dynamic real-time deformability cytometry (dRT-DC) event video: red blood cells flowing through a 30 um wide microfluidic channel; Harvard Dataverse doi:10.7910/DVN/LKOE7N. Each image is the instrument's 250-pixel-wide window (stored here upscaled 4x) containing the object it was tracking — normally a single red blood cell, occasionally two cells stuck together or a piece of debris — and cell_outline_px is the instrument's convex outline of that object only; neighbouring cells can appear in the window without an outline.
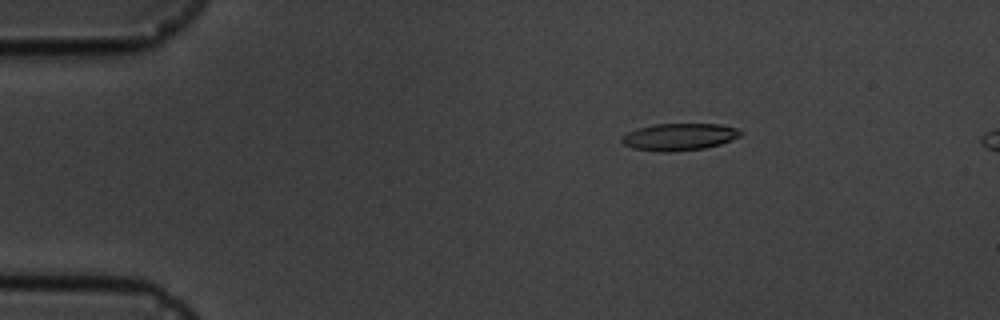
{"species": "common noctule bat (a hibernating species)", "species_latin": "Nyctalus noctula", "temperature_condition": "cold", "stored_images_in_passage": 6, "camera_frame_rate_fps": 3000, "um_per_image_px": 0.085, "animal": {"sex": "male", "body_mass_g": 19.5, "forearm_length_mm": 54.6}, "frame": {"image": 1, "passage_image": 3, "time_ms": 2.333, "image_size_px": [1000, 320], "cell_outline_px": [[740, 136], [732, 140], [720, 144], [704, 148], [668, 152], [660, 152], [632, 148], [624, 144], [620, 140], [628, 132], [640, 128], [656, 124], [720, 124], [736, 128], [740, 132]], "centroid_in_image_um": [57.73, 11.64], "position_along_channel_um": 27.3, "area_um2": 18.5}}